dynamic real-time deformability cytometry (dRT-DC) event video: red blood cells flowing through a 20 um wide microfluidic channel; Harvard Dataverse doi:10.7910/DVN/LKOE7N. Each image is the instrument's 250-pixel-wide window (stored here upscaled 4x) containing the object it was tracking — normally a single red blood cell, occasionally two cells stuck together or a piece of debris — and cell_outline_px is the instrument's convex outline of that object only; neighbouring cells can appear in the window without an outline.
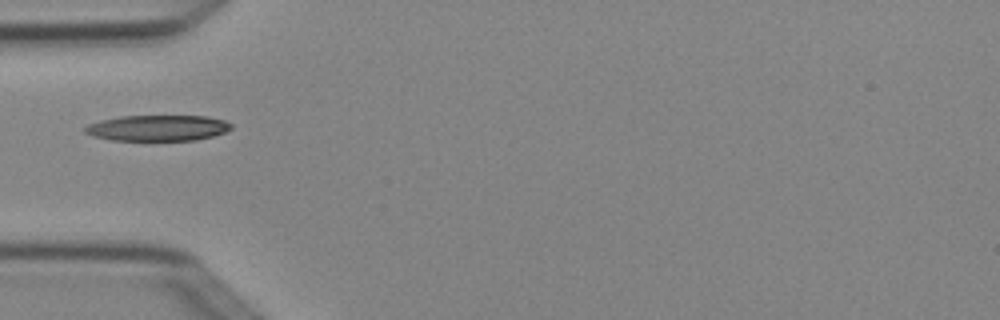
{"species": "Egyptian fruit bat (a non-hibernating species)", "species_latin": "Rousettus aegyptiacus", "temperature_condition": "cold", "stored_images_in_passage": 6, "camera_frame_rate_fps": 3000, "um_per_image_px": 0.085, "animal": {"sex": "female"}, "frame": {"image": 1, "passage_image": 5, "time_ms": 1.333, "image_size_px": [1000, 320], "cell_outline_px": [[232, 128], [224, 132], [212, 136], [196, 140], [112, 140], [92, 136], [84, 132], [84, 128], [88, 124], [100, 120], [120, 116], [208, 116], [224, 120], [232, 124]], "centroid_in_image_um": [13.39, 10.87], "position_along_channel_um": 71.6, "area_um2": 22.02}}
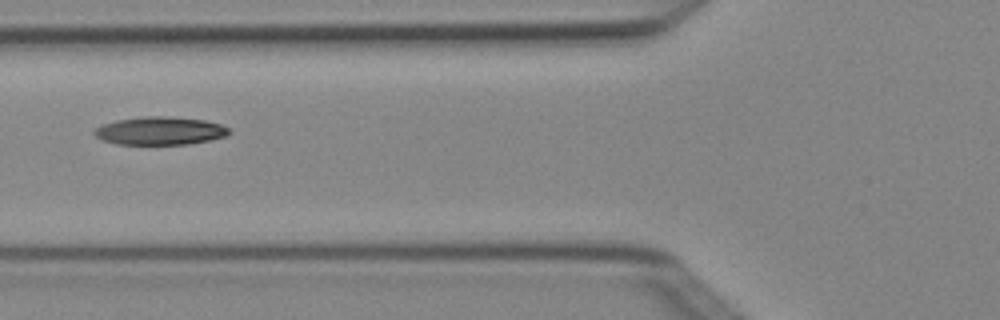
{"frame": {"image": 2, "passage_image": 6, "time_ms": 1.667, "image_size_px": [1000, 320], "cell_outline_px": [[232, 132], [228, 136], [188, 144], [116, 144], [100, 140], [92, 132], [100, 124], [116, 120], [144, 116], [164, 116], [204, 120], [220, 124], [228, 128]], "centroid_in_image_um": [13.57, 11.12], "position_along_channel_um": 112.2, "area_um2": 22.14}}